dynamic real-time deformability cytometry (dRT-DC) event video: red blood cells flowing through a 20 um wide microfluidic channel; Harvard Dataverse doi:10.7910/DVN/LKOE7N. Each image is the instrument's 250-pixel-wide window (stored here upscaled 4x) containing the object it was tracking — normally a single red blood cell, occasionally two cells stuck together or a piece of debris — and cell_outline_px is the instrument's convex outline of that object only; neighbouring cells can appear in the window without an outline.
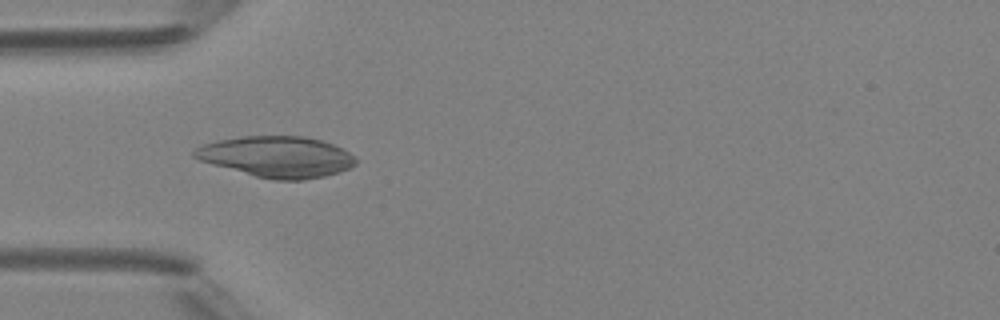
{"species": "Egyptian fruit bat (a non-hibernating species)", "species_latin": "Rousettus aegyptiacus", "temperature_condition": "room temperature", "stored_images_in_passage": 3, "camera_frame_rate_fps": 3000, "um_per_image_px": 0.085, "animal": {"sex": "female"}, "frame": {"image": 1, "passage_image": 1, "time_ms": 0.0, "image_size_px": [1000, 320], "cell_outline_px": [[356, 164], [340, 172], [324, 176], [300, 180], [276, 180], [256, 176], [212, 164], [200, 160], [192, 156], [192, 152], [196, 148], [204, 144], [216, 140], [240, 136], [304, 136], [320, 140], [332, 144], [348, 152], [356, 160]], "centroid_in_image_um": [23.51, 13.32], "position_along_channel_um": 61.5, "area_um2": 38.26}}
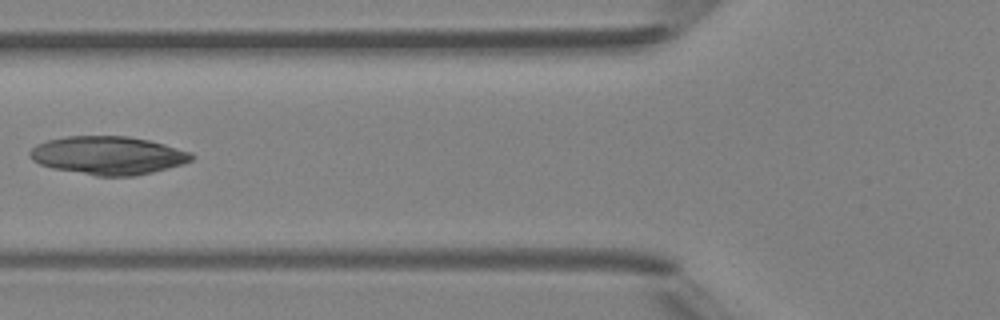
{"frame": {"image": 2, "passage_image": 2, "time_ms": 1.333, "image_size_px": [1000, 320], "cell_outline_px": [[196, 156], [192, 160], [180, 164], [152, 172], [136, 176], [96, 176], [52, 168], [40, 164], [32, 160], [28, 156], [28, 152], [36, 144], [48, 140], [68, 136], [128, 136], [148, 140], [164, 144], [192, 152]], "centroid_in_image_um": [9.17, 13.21], "position_along_channel_um": 116.6, "area_um2": 36.07}}
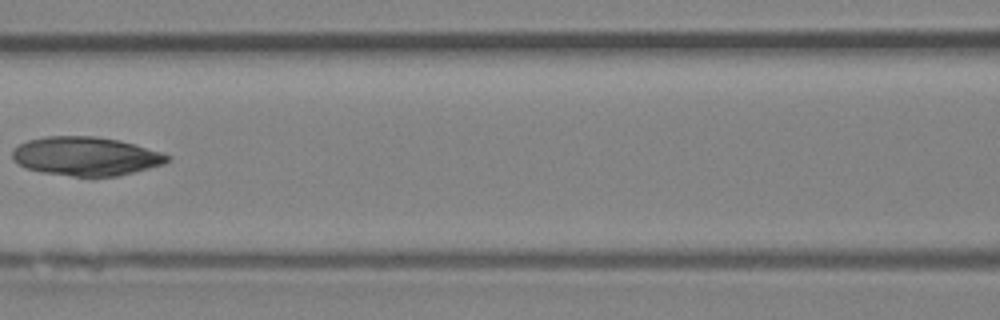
{"frame": {"image": 3, "passage_image": 3, "time_ms": 2.333, "image_size_px": [1000, 320], "cell_outline_px": [[172, 160], [164, 164], [116, 176], [72, 176], [44, 172], [28, 168], [20, 164], [12, 156], [12, 152], [20, 144], [28, 140], [48, 136], [96, 136], [120, 140], [160, 152], [172, 156]], "centroid_in_image_um": [7.35, 13.27], "position_along_channel_um": 159.3, "area_um2": 34.62}}